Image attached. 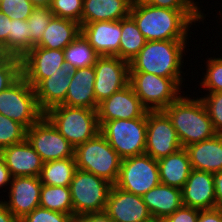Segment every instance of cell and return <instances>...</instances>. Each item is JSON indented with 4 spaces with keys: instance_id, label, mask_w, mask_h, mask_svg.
<instances>
[{
    "instance_id": "cell-27",
    "label": "cell",
    "mask_w": 222,
    "mask_h": 222,
    "mask_svg": "<svg viewBox=\"0 0 222 222\" xmlns=\"http://www.w3.org/2000/svg\"><path fill=\"white\" fill-rule=\"evenodd\" d=\"M80 34V23L53 16L43 33L41 41L36 46L64 50Z\"/></svg>"
},
{
    "instance_id": "cell-10",
    "label": "cell",
    "mask_w": 222,
    "mask_h": 222,
    "mask_svg": "<svg viewBox=\"0 0 222 222\" xmlns=\"http://www.w3.org/2000/svg\"><path fill=\"white\" fill-rule=\"evenodd\" d=\"M160 183L157 160L148 154L122 159L116 187L143 196Z\"/></svg>"
},
{
    "instance_id": "cell-36",
    "label": "cell",
    "mask_w": 222,
    "mask_h": 222,
    "mask_svg": "<svg viewBox=\"0 0 222 222\" xmlns=\"http://www.w3.org/2000/svg\"><path fill=\"white\" fill-rule=\"evenodd\" d=\"M50 8L55 17L70 19L81 25L83 0H52Z\"/></svg>"
},
{
    "instance_id": "cell-5",
    "label": "cell",
    "mask_w": 222,
    "mask_h": 222,
    "mask_svg": "<svg viewBox=\"0 0 222 222\" xmlns=\"http://www.w3.org/2000/svg\"><path fill=\"white\" fill-rule=\"evenodd\" d=\"M74 158L77 169L93 173L113 185L116 183L122 158L100 132L76 146Z\"/></svg>"
},
{
    "instance_id": "cell-3",
    "label": "cell",
    "mask_w": 222,
    "mask_h": 222,
    "mask_svg": "<svg viewBox=\"0 0 222 222\" xmlns=\"http://www.w3.org/2000/svg\"><path fill=\"white\" fill-rule=\"evenodd\" d=\"M187 41H147L129 62L130 72L152 73L165 78H183V56H186L185 50H188L187 46L190 45Z\"/></svg>"
},
{
    "instance_id": "cell-25",
    "label": "cell",
    "mask_w": 222,
    "mask_h": 222,
    "mask_svg": "<svg viewBox=\"0 0 222 222\" xmlns=\"http://www.w3.org/2000/svg\"><path fill=\"white\" fill-rule=\"evenodd\" d=\"M142 198L151 216L162 220L183 206L182 190L163 183L150 189Z\"/></svg>"
},
{
    "instance_id": "cell-16",
    "label": "cell",
    "mask_w": 222,
    "mask_h": 222,
    "mask_svg": "<svg viewBox=\"0 0 222 222\" xmlns=\"http://www.w3.org/2000/svg\"><path fill=\"white\" fill-rule=\"evenodd\" d=\"M96 111L98 121L147 117L148 112L130 84L101 101Z\"/></svg>"
},
{
    "instance_id": "cell-23",
    "label": "cell",
    "mask_w": 222,
    "mask_h": 222,
    "mask_svg": "<svg viewBox=\"0 0 222 222\" xmlns=\"http://www.w3.org/2000/svg\"><path fill=\"white\" fill-rule=\"evenodd\" d=\"M194 170L217 173L222 171V134L185 147Z\"/></svg>"
},
{
    "instance_id": "cell-44",
    "label": "cell",
    "mask_w": 222,
    "mask_h": 222,
    "mask_svg": "<svg viewBox=\"0 0 222 222\" xmlns=\"http://www.w3.org/2000/svg\"><path fill=\"white\" fill-rule=\"evenodd\" d=\"M10 21L11 19L0 11V45H2L6 51L7 39L10 32Z\"/></svg>"
},
{
    "instance_id": "cell-1",
    "label": "cell",
    "mask_w": 222,
    "mask_h": 222,
    "mask_svg": "<svg viewBox=\"0 0 222 222\" xmlns=\"http://www.w3.org/2000/svg\"><path fill=\"white\" fill-rule=\"evenodd\" d=\"M202 10L161 8L133 0L129 16L147 41L189 40L190 27L206 18Z\"/></svg>"
},
{
    "instance_id": "cell-7",
    "label": "cell",
    "mask_w": 222,
    "mask_h": 222,
    "mask_svg": "<svg viewBox=\"0 0 222 222\" xmlns=\"http://www.w3.org/2000/svg\"><path fill=\"white\" fill-rule=\"evenodd\" d=\"M98 122L100 133L122 159L145 154L147 117Z\"/></svg>"
},
{
    "instance_id": "cell-41",
    "label": "cell",
    "mask_w": 222,
    "mask_h": 222,
    "mask_svg": "<svg viewBox=\"0 0 222 222\" xmlns=\"http://www.w3.org/2000/svg\"><path fill=\"white\" fill-rule=\"evenodd\" d=\"M161 8L168 9H201L199 2L194 0H137ZM199 6V7H198Z\"/></svg>"
},
{
    "instance_id": "cell-31",
    "label": "cell",
    "mask_w": 222,
    "mask_h": 222,
    "mask_svg": "<svg viewBox=\"0 0 222 222\" xmlns=\"http://www.w3.org/2000/svg\"><path fill=\"white\" fill-rule=\"evenodd\" d=\"M63 51L65 62L74 69L94 66L99 57L82 33Z\"/></svg>"
},
{
    "instance_id": "cell-42",
    "label": "cell",
    "mask_w": 222,
    "mask_h": 222,
    "mask_svg": "<svg viewBox=\"0 0 222 222\" xmlns=\"http://www.w3.org/2000/svg\"><path fill=\"white\" fill-rule=\"evenodd\" d=\"M199 209L182 206L173 214L166 217L164 222H197Z\"/></svg>"
},
{
    "instance_id": "cell-13",
    "label": "cell",
    "mask_w": 222,
    "mask_h": 222,
    "mask_svg": "<svg viewBox=\"0 0 222 222\" xmlns=\"http://www.w3.org/2000/svg\"><path fill=\"white\" fill-rule=\"evenodd\" d=\"M94 69V92L97 104L129 85V63L117 56H99Z\"/></svg>"
},
{
    "instance_id": "cell-2",
    "label": "cell",
    "mask_w": 222,
    "mask_h": 222,
    "mask_svg": "<svg viewBox=\"0 0 222 222\" xmlns=\"http://www.w3.org/2000/svg\"><path fill=\"white\" fill-rule=\"evenodd\" d=\"M181 94L163 112L176 130L182 147L198 143L216 135L207 109L199 97ZM191 97V98H190Z\"/></svg>"
},
{
    "instance_id": "cell-52",
    "label": "cell",
    "mask_w": 222,
    "mask_h": 222,
    "mask_svg": "<svg viewBox=\"0 0 222 222\" xmlns=\"http://www.w3.org/2000/svg\"><path fill=\"white\" fill-rule=\"evenodd\" d=\"M218 12H219V13H218V14H219V16H220V14H221V16H220V17H222V12H221V11H218ZM221 20H222V18H221Z\"/></svg>"
},
{
    "instance_id": "cell-9",
    "label": "cell",
    "mask_w": 222,
    "mask_h": 222,
    "mask_svg": "<svg viewBox=\"0 0 222 222\" xmlns=\"http://www.w3.org/2000/svg\"><path fill=\"white\" fill-rule=\"evenodd\" d=\"M0 113L22 124L26 129L44 115L37 104L34 88L22 75L0 92Z\"/></svg>"
},
{
    "instance_id": "cell-12",
    "label": "cell",
    "mask_w": 222,
    "mask_h": 222,
    "mask_svg": "<svg viewBox=\"0 0 222 222\" xmlns=\"http://www.w3.org/2000/svg\"><path fill=\"white\" fill-rule=\"evenodd\" d=\"M181 148L168 116L163 111H148L145 153L158 161Z\"/></svg>"
},
{
    "instance_id": "cell-39",
    "label": "cell",
    "mask_w": 222,
    "mask_h": 222,
    "mask_svg": "<svg viewBox=\"0 0 222 222\" xmlns=\"http://www.w3.org/2000/svg\"><path fill=\"white\" fill-rule=\"evenodd\" d=\"M19 222H76L73 214L60 213L38 206Z\"/></svg>"
},
{
    "instance_id": "cell-46",
    "label": "cell",
    "mask_w": 222,
    "mask_h": 222,
    "mask_svg": "<svg viewBox=\"0 0 222 222\" xmlns=\"http://www.w3.org/2000/svg\"><path fill=\"white\" fill-rule=\"evenodd\" d=\"M12 180V175L9 169L6 166L4 157L0 153V189L7 188L6 186H10V182Z\"/></svg>"
},
{
    "instance_id": "cell-49",
    "label": "cell",
    "mask_w": 222,
    "mask_h": 222,
    "mask_svg": "<svg viewBox=\"0 0 222 222\" xmlns=\"http://www.w3.org/2000/svg\"><path fill=\"white\" fill-rule=\"evenodd\" d=\"M34 7H51L52 0H30Z\"/></svg>"
},
{
    "instance_id": "cell-48",
    "label": "cell",
    "mask_w": 222,
    "mask_h": 222,
    "mask_svg": "<svg viewBox=\"0 0 222 222\" xmlns=\"http://www.w3.org/2000/svg\"><path fill=\"white\" fill-rule=\"evenodd\" d=\"M0 222H19L13 213L0 200Z\"/></svg>"
},
{
    "instance_id": "cell-33",
    "label": "cell",
    "mask_w": 222,
    "mask_h": 222,
    "mask_svg": "<svg viewBox=\"0 0 222 222\" xmlns=\"http://www.w3.org/2000/svg\"><path fill=\"white\" fill-rule=\"evenodd\" d=\"M50 7H35L28 20L30 33V50L42 39L43 33L53 17Z\"/></svg>"
},
{
    "instance_id": "cell-4",
    "label": "cell",
    "mask_w": 222,
    "mask_h": 222,
    "mask_svg": "<svg viewBox=\"0 0 222 222\" xmlns=\"http://www.w3.org/2000/svg\"><path fill=\"white\" fill-rule=\"evenodd\" d=\"M44 116L74 147L100 132L95 109L57 105L47 110Z\"/></svg>"
},
{
    "instance_id": "cell-30",
    "label": "cell",
    "mask_w": 222,
    "mask_h": 222,
    "mask_svg": "<svg viewBox=\"0 0 222 222\" xmlns=\"http://www.w3.org/2000/svg\"><path fill=\"white\" fill-rule=\"evenodd\" d=\"M40 207L60 213L73 214L71 191L69 186H48L42 184Z\"/></svg>"
},
{
    "instance_id": "cell-11",
    "label": "cell",
    "mask_w": 222,
    "mask_h": 222,
    "mask_svg": "<svg viewBox=\"0 0 222 222\" xmlns=\"http://www.w3.org/2000/svg\"><path fill=\"white\" fill-rule=\"evenodd\" d=\"M26 139L44 163L74 158L75 147L58 132L44 115L27 129Z\"/></svg>"
},
{
    "instance_id": "cell-32",
    "label": "cell",
    "mask_w": 222,
    "mask_h": 222,
    "mask_svg": "<svg viewBox=\"0 0 222 222\" xmlns=\"http://www.w3.org/2000/svg\"><path fill=\"white\" fill-rule=\"evenodd\" d=\"M28 51H30L28 20H11L7 52L11 56L22 58Z\"/></svg>"
},
{
    "instance_id": "cell-8",
    "label": "cell",
    "mask_w": 222,
    "mask_h": 222,
    "mask_svg": "<svg viewBox=\"0 0 222 222\" xmlns=\"http://www.w3.org/2000/svg\"><path fill=\"white\" fill-rule=\"evenodd\" d=\"M112 186L93 173L76 169L69 186L74 217L104 212Z\"/></svg>"
},
{
    "instance_id": "cell-50",
    "label": "cell",
    "mask_w": 222,
    "mask_h": 222,
    "mask_svg": "<svg viewBox=\"0 0 222 222\" xmlns=\"http://www.w3.org/2000/svg\"><path fill=\"white\" fill-rule=\"evenodd\" d=\"M11 55L0 45V65H3Z\"/></svg>"
},
{
    "instance_id": "cell-45",
    "label": "cell",
    "mask_w": 222,
    "mask_h": 222,
    "mask_svg": "<svg viewBox=\"0 0 222 222\" xmlns=\"http://www.w3.org/2000/svg\"><path fill=\"white\" fill-rule=\"evenodd\" d=\"M76 222H116L105 212L82 215L76 218Z\"/></svg>"
},
{
    "instance_id": "cell-22",
    "label": "cell",
    "mask_w": 222,
    "mask_h": 222,
    "mask_svg": "<svg viewBox=\"0 0 222 222\" xmlns=\"http://www.w3.org/2000/svg\"><path fill=\"white\" fill-rule=\"evenodd\" d=\"M94 83V66L75 69L71 74V82L65 101L61 105L97 110Z\"/></svg>"
},
{
    "instance_id": "cell-24",
    "label": "cell",
    "mask_w": 222,
    "mask_h": 222,
    "mask_svg": "<svg viewBox=\"0 0 222 222\" xmlns=\"http://www.w3.org/2000/svg\"><path fill=\"white\" fill-rule=\"evenodd\" d=\"M133 0H83L81 25L127 18Z\"/></svg>"
},
{
    "instance_id": "cell-26",
    "label": "cell",
    "mask_w": 222,
    "mask_h": 222,
    "mask_svg": "<svg viewBox=\"0 0 222 222\" xmlns=\"http://www.w3.org/2000/svg\"><path fill=\"white\" fill-rule=\"evenodd\" d=\"M160 183L182 189L192 171L188 153L184 147L157 161Z\"/></svg>"
},
{
    "instance_id": "cell-21",
    "label": "cell",
    "mask_w": 222,
    "mask_h": 222,
    "mask_svg": "<svg viewBox=\"0 0 222 222\" xmlns=\"http://www.w3.org/2000/svg\"><path fill=\"white\" fill-rule=\"evenodd\" d=\"M0 153L4 157L12 177H39L44 162L27 139L3 148Z\"/></svg>"
},
{
    "instance_id": "cell-47",
    "label": "cell",
    "mask_w": 222,
    "mask_h": 222,
    "mask_svg": "<svg viewBox=\"0 0 222 222\" xmlns=\"http://www.w3.org/2000/svg\"><path fill=\"white\" fill-rule=\"evenodd\" d=\"M216 208L222 209V171L214 173Z\"/></svg>"
},
{
    "instance_id": "cell-37",
    "label": "cell",
    "mask_w": 222,
    "mask_h": 222,
    "mask_svg": "<svg viewBox=\"0 0 222 222\" xmlns=\"http://www.w3.org/2000/svg\"><path fill=\"white\" fill-rule=\"evenodd\" d=\"M201 100L203 101L213 128L217 134H222V92H207Z\"/></svg>"
},
{
    "instance_id": "cell-43",
    "label": "cell",
    "mask_w": 222,
    "mask_h": 222,
    "mask_svg": "<svg viewBox=\"0 0 222 222\" xmlns=\"http://www.w3.org/2000/svg\"><path fill=\"white\" fill-rule=\"evenodd\" d=\"M197 222H222V209L200 210Z\"/></svg>"
},
{
    "instance_id": "cell-20",
    "label": "cell",
    "mask_w": 222,
    "mask_h": 222,
    "mask_svg": "<svg viewBox=\"0 0 222 222\" xmlns=\"http://www.w3.org/2000/svg\"><path fill=\"white\" fill-rule=\"evenodd\" d=\"M74 70L69 63L65 62L61 68L56 70V73L42 79L34 87L37 104L43 113L65 101Z\"/></svg>"
},
{
    "instance_id": "cell-40",
    "label": "cell",
    "mask_w": 222,
    "mask_h": 222,
    "mask_svg": "<svg viewBox=\"0 0 222 222\" xmlns=\"http://www.w3.org/2000/svg\"><path fill=\"white\" fill-rule=\"evenodd\" d=\"M21 75V58L11 56L0 65V92L12 85Z\"/></svg>"
},
{
    "instance_id": "cell-28",
    "label": "cell",
    "mask_w": 222,
    "mask_h": 222,
    "mask_svg": "<svg viewBox=\"0 0 222 222\" xmlns=\"http://www.w3.org/2000/svg\"><path fill=\"white\" fill-rule=\"evenodd\" d=\"M76 169L75 158L48 161L43 164L39 179L48 186H70Z\"/></svg>"
},
{
    "instance_id": "cell-51",
    "label": "cell",
    "mask_w": 222,
    "mask_h": 222,
    "mask_svg": "<svg viewBox=\"0 0 222 222\" xmlns=\"http://www.w3.org/2000/svg\"><path fill=\"white\" fill-rule=\"evenodd\" d=\"M144 222H164L162 219L151 217L149 220Z\"/></svg>"
},
{
    "instance_id": "cell-34",
    "label": "cell",
    "mask_w": 222,
    "mask_h": 222,
    "mask_svg": "<svg viewBox=\"0 0 222 222\" xmlns=\"http://www.w3.org/2000/svg\"><path fill=\"white\" fill-rule=\"evenodd\" d=\"M27 129L0 113V151L26 140Z\"/></svg>"
},
{
    "instance_id": "cell-38",
    "label": "cell",
    "mask_w": 222,
    "mask_h": 222,
    "mask_svg": "<svg viewBox=\"0 0 222 222\" xmlns=\"http://www.w3.org/2000/svg\"><path fill=\"white\" fill-rule=\"evenodd\" d=\"M34 8L30 0H0V11L11 20H27Z\"/></svg>"
},
{
    "instance_id": "cell-29",
    "label": "cell",
    "mask_w": 222,
    "mask_h": 222,
    "mask_svg": "<svg viewBox=\"0 0 222 222\" xmlns=\"http://www.w3.org/2000/svg\"><path fill=\"white\" fill-rule=\"evenodd\" d=\"M146 42L147 40L130 16L121 20L120 59L129 63Z\"/></svg>"
},
{
    "instance_id": "cell-19",
    "label": "cell",
    "mask_w": 222,
    "mask_h": 222,
    "mask_svg": "<svg viewBox=\"0 0 222 222\" xmlns=\"http://www.w3.org/2000/svg\"><path fill=\"white\" fill-rule=\"evenodd\" d=\"M181 190L183 206L199 210L216 208L213 173L192 169Z\"/></svg>"
},
{
    "instance_id": "cell-35",
    "label": "cell",
    "mask_w": 222,
    "mask_h": 222,
    "mask_svg": "<svg viewBox=\"0 0 222 222\" xmlns=\"http://www.w3.org/2000/svg\"><path fill=\"white\" fill-rule=\"evenodd\" d=\"M210 57L205 63L206 71L202 73L200 86L207 92H222V57Z\"/></svg>"
},
{
    "instance_id": "cell-17",
    "label": "cell",
    "mask_w": 222,
    "mask_h": 222,
    "mask_svg": "<svg viewBox=\"0 0 222 222\" xmlns=\"http://www.w3.org/2000/svg\"><path fill=\"white\" fill-rule=\"evenodd\" d=\"M104 212L116 222H144L152 216L142 196L112 186Z\"/></svg>"
},
{
    "instance_id": "cell-15",
    "label": "cell",
    "mask_w": 222,
    "mask_h": 222,
    "mask_svg": "<svg viewBox=\"0 0 222 222\" xmlns=\"http://www.w3.org/2000/svg\"><path fill=\"white\" fill-rule=\"evenodd\" d=\"M42 183L39 177L16 176L10 182L8 197L9 200L1 202L21 220L25 215L31 213L40 205V191Z\"/></svg>"
},
{
    "instance_id": "cell-6",
    "label": "cell",
    "mask_w": 222,
    "mask_h": 222,
    "mask_svg": "<svg viewBox=\"0 0 222 222\" xmlns=\"http://www.w3.org/2000/svg\"><path fill=\"white\" fill-rule=\"evenodd\" d=\"M184 81L185 78H165L152 73L130 72L129 84L148 111H163L184 94L181 91Z\"/></svg>"
},
{
    "instance_id": "cell-18",
    "label": "cell",
    "mask_w": 222,
    "mask_h": 222,
    "mask_svg": "<svg viewBox=\"0 0 222 222\" xmlns=\"http://www.w3.org/2000/svg\"><path fill=\"white\" fill-rule=\"evenodd\" d=\"M81 33L99 56L119 57L121 20L87 23Z\"/></svg>"
},
{
    "instance_id": "cell-14",
    "label": "cell",
    "mask_w": 222,
    "mask_h": 222,
    "mask_svg": "<svg viewBox=\"0 0 222 222\" xmlns=\"http://www.w3.org/2000/svg\"><path fill=\"white\" fill-rule=\"evenodd\" d=\"M65 63L64 51L34 46L21 58V74L34 88Z\"/></svg>"
}]
</instances>
